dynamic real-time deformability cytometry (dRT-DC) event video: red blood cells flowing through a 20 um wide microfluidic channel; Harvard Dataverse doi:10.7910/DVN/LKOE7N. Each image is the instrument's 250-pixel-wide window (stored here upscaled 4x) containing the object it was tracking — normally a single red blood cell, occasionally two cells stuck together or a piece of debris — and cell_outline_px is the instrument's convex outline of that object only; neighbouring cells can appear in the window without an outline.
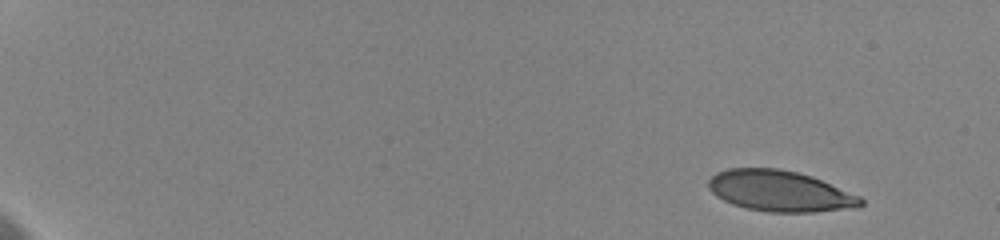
{"species": "human", "species_latin": "Homo sapiens", "temperature_condition": "cold", "stored_images_in_passage": 13, "camera_frame_rate_fps": 3000, "um_per_image_px": 0.085, "donor": {"sex": "female"}, "frame": {"image": 1, "passage_image": 1, "time_ms": 0.0, "image_size_px": [1000, 240], "cell_outline_px": [[864, 204], [860, 208], [816, 212], [768, 212], [744, 208], [732, 204], [716, 196], [708, 188], [708, 180], [716, 172], [728, 168], [780, 168], [812, 176], [860, 196], [864, 200]], "centroid_in_image_um": [66.31, 16.25], "position_along_channel_um": 18.7, "area_um2": 36.7}}
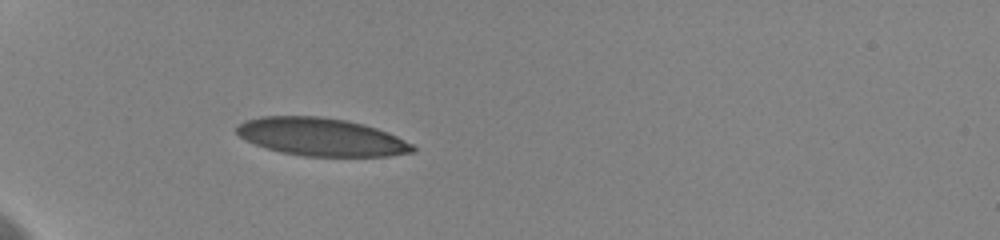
{"frame": {"image": 2, "passage_image": 9, "time_ms": 5.0, "image_size_px": [1000, 240], "cell_outline_px": [[416, 148], [412, 152], [388, 156], [304, 156], [280, 152], [244, 140], [236, 132], [236, 124], [244, 120], [260, 116], [316, 116], [344, 120], [364, 124], [376, 128], [396, 136], [412, 144]], "centroid_in_image_um": [27.25, 11.63], "position_along_channel_um": 57.7, "area_um2": 38.73}}